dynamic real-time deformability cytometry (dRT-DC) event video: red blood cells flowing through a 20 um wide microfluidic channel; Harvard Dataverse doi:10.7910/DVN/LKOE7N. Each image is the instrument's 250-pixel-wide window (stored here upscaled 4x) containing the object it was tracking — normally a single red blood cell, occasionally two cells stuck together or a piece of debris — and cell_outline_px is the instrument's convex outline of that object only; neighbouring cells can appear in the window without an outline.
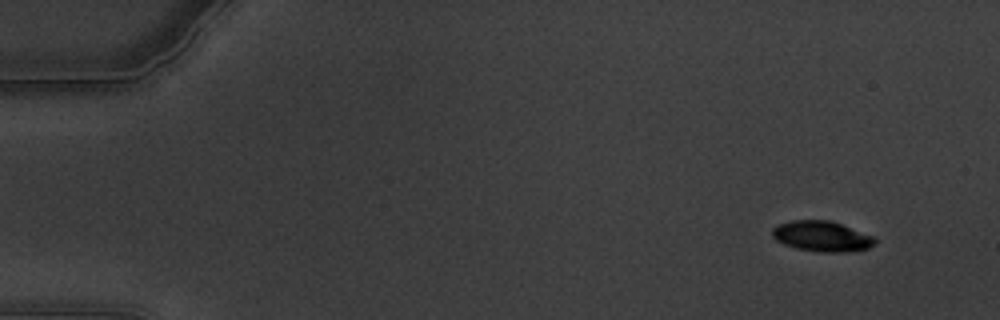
{"species": "common noctule bat (a hibernating species)", "species_latin": "Nyctalus noctula", "temperature_condition": "warm", "stored_images_in_passage": 62, "camera_frame_rate_fps": 3000, "um_per_image_px": 0.085, "animal": {"sex": "male", "body_mass_g": 19.5, "forearm_length_mm": 54.6}, "frame": {"image": 1, "passage_image": 6, "time_ms": 1.667, "image_size_px": [1000, 320], "cell_outline_px": [[876, 240], [868, 248], [844, 252], [820, 252], [796, 248], [784, 244], [776, 240], [772, 236], [772, 228], [780, 224], [792, 220], [832, 220], [872, 236]], "centroid_in_image_um": [69.82, 20.07], "position_along_channel_um": 15.2, "area_um2": 18.03}}
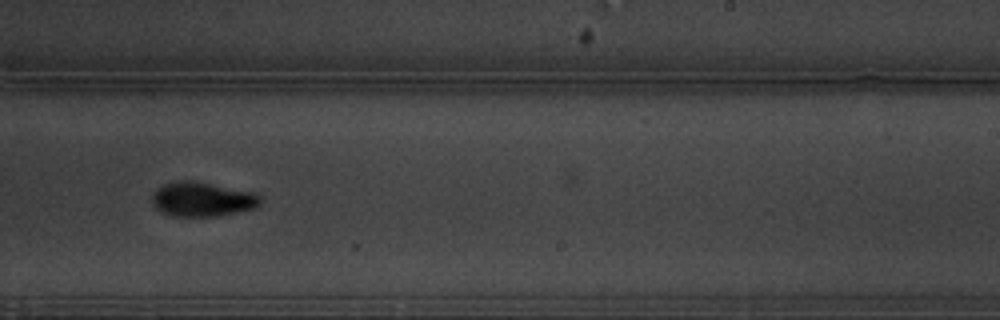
{"frame": {"image": 2, "passage_image": 40, "time_ms": 13.0, "image_size_px": [1000, 320], "cell_outline_px": [[264, 200], [256, 208], [216, 216], [172, 216], [156, 208], [152, 204], [152, 192], [156, 188], [164, 184], [180, 180], [192, 180], [252, 192], [260, 196]], "centroid_in_image_um": [17.18, 16.93], "position_along_channel_um": 271.8, "area_um2": 21.73}}
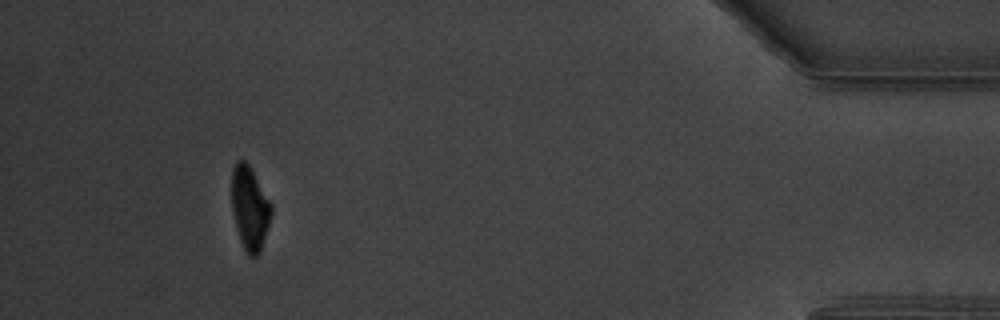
{"frame": {"image": 3, "passage_image": 58, "time_ms": 19.0, "image_size_px": [1000, 320], "cell_outline_px": [[272, 212], [260, 252], [256, 256], [248, 256], [240, 240], [232, 212], [232, 168], [236, 160], [244, 160], [248, 164], [272, 204]], "centroid_in_image_um": [21.22, 17.68], "position_along_channel_um": 414.0, "area_um2": 19.07}, "authors_computed_cell_mechanics": {"area_um2": 20.3456, "velocity_mm_per_s": 3.3494, "shape_relaxation_time_tau1_ms": 4.2989, "shape_relaxation_time_tau2_ms": 4.4296, "deformation_change_tau1": 0.1663, "deformation_change_tau2": 0.0825}}